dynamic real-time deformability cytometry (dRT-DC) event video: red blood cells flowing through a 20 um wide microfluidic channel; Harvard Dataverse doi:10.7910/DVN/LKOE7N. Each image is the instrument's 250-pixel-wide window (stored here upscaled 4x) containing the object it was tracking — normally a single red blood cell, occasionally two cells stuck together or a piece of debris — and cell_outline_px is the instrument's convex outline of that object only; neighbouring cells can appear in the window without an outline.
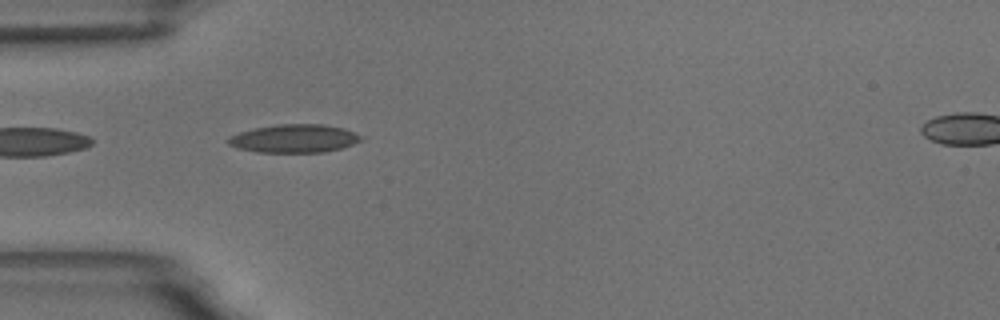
{"species": "common noctule bat (a hibernating species)", "species_latin": "Nyctalus noctula", "temperature_condition": "room temperature", "stored_images_in_passage": 39, "camera_frame_rate_fps": 3000, "um_per_image_px": 0.085, "animal": {"sex": "male", "body_mass_g": 18.8}, "frame": {"image": 1, "passage_image": 1, "time_ms": 0.0, "image_size_px": [1000, 320], "cell_outline_px": [[364, 140], [340, 148], [324, 152], [256, 152], [240, 148], [228, 144], [228, 136], [240, 132], [256, 128], [280, 124], [324, 124], [344, 128], [364, 136]], "centroid_in_image_um": [25.06, 11.77], "position_along_channel_um": 59.9, "area_um2": 21.79}}
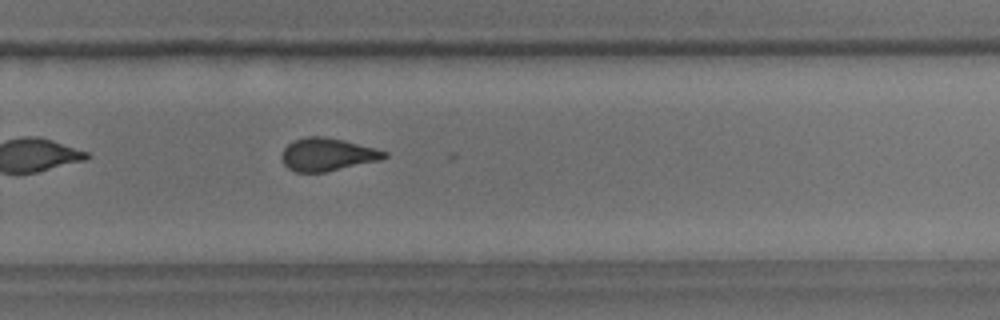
{"frame": {"image": 2, "passage_image": 21, "time_ms": 6.667, "image_size_px": [1000, 320], "cell_outline_px": [[388, 156], [380, 160], [324, 172], [296, 172], [288, 168], [284, 164], [280, 156], [284, 148], [288, 144], [296, 140], [308, 136], [324, 136], [344, 140], [376, 148], [388, 152]], "centroid_in_image_um": [27.83, 13.13], "position_along_channel_um": 302.0, "area_um2": 19.59}}
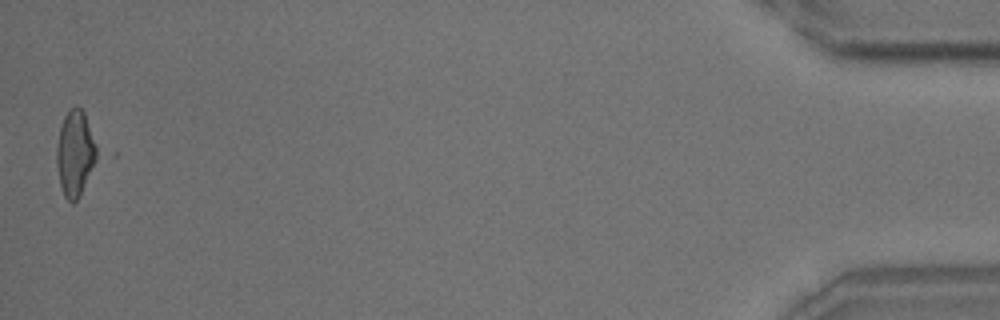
{"frame": {"image": 3, "passage_image": 39, "time_ms": 12.667, "image_size_px": [1000, 320], "cell_outline_px": [[104, 156], [80, 196], [72, 204], [64, 196], [60, 184], [56, 164], [56, 148], [60, 128], [64, 116], [76, 104], [84, 112], [104, 152]], "centroid_in_image_um": [6.52, 13.06], "position_along_channel_um": 428.7, "area_um2": 21.79}, "authors_computed_cell_mechanics": {"area_um2": 19.8254, "velocity_mm_per_s": 3.6665, "shape_relaxation_time_tau1_ms": null, "shape_relaxation_time_tau2_ms": 1.5221, "deformation_change_tau1": null, "deformation_change_tau2": 0.0821}}